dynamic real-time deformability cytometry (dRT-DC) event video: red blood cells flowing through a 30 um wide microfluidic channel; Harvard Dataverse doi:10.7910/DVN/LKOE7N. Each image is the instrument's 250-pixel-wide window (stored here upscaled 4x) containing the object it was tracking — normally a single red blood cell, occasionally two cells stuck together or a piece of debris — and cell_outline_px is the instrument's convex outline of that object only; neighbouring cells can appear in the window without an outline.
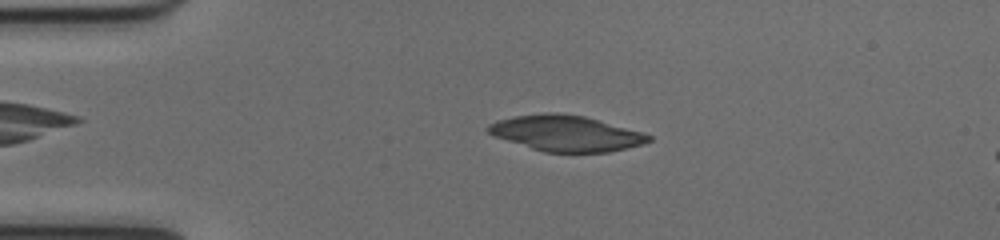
{"species": "common noctule bat (a hibernating species)", "species_latin": "Nyctalus noctula", "temperature_condition": "cold", "stored_images_in_passage": 49, "camera_frame_rate_fps": 3000, "um_per_image_px": 0.085, "animal": {"sex": "female", "body_mass_g": 17.0, "forearm_length_mm": 48.0}, "frame": {"image": 1, "passage_image": 10, "time_ms": 3.0, "image_size_px": [1000, 240], "cell_outline_px": [[652, 140], [640, 144], [608, 152], [544, 152], [496, 136], [488, 132], [488, 124], [496, 120], [512, 116], [548, 112], [556, 112], [584, 116], [640, 132], [652, 136]], "centroid_in_image_um": [48.08, 11.32], "position_along_channel_um": 36.9, "area_um2": 32.83}}